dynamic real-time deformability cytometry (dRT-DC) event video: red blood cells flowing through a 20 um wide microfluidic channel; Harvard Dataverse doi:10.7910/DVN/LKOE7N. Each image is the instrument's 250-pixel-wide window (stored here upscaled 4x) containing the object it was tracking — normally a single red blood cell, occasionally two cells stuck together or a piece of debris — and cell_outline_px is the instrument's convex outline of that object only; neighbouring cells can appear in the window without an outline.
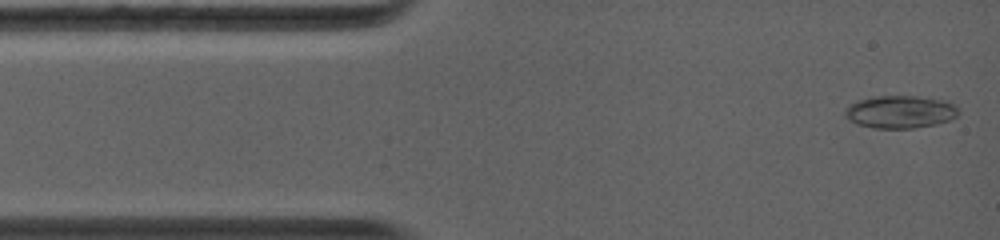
{"species": "common noctule bat (a hibernating species)", "species_latin": "Nyctalus noctula", "temperature_condition": "warm", "stored_images_in_passage": 39, "camera_frame_rate_fps": 5000, "um_per_image_px": 0.085, "animal": {"sex": "female", "body_mass_g": 19.0, "forearm_length_mm": 56.7}, "frame": {"image": 1, "passage_image": 1, "time_ms": 0.0, "image_size_px": [1000, 240], "cell_outline_px": [[960, 112], [956, 116], [948, 120], [936, 124], [912, 128], [876, 128], [856, 124], [848, 120], [844, 116], [844, 108], [848, 104], [860, 100], [876, 96], [916, 96], [940, 100], [952, 104], [960, 108]], "centroid_in_image_um": [76.47, 9.51], "position_along_channel_um": 8.5, "area_um2": 21.56}}
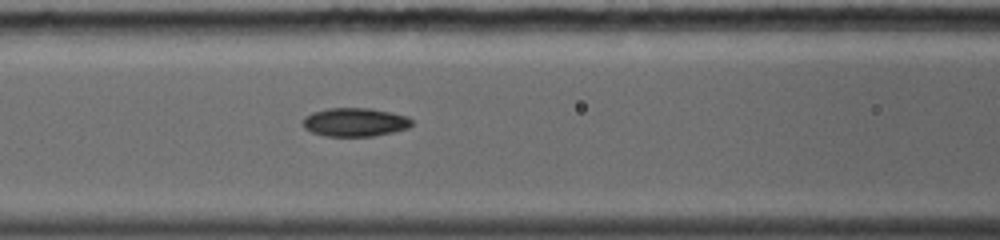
{"frame": {"image": 2, "passage_image": 18, "time_ms": 4.6, "image_size_px": [1000, 240], "cell_outline_px": [[412, 124], [408, 128], [392, 132], [372, 136], [324, 136], [312, 132], [304, 128], [304, 116], [312, 112], [328, 108], [368, 108], [392, 112], [408, 116], [412, 120]], "centroid_in_image_um": [30.17, 10.38], "position_along_channel_um": 136.4, "area_um2": 18.15}}
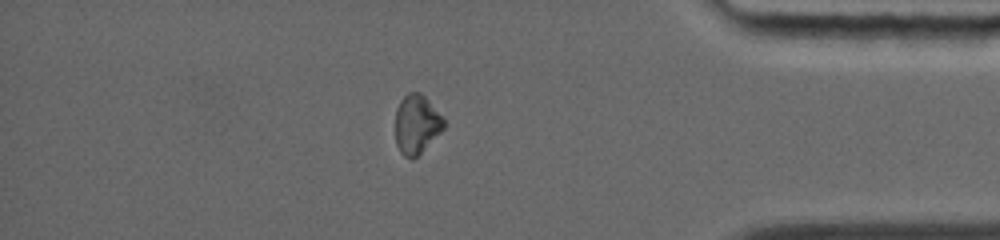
{"frame": {"image": 3, "passage_image": 34, "time_ms": 11.4, "image_size_px": [1000, 240], "cell_outline_px": [[444, 128], [412, 160], [404, 156], [400, 152], [396, 144], [396, 108], [400, 100], [408, 92], [420, 92], [428, 100], [444, 120]], "centroid_in_image_um": [35.37, 10.55], "position_along_channel_um": 399.8, "area_um2": 16.36}, "authors_computed_cell_mechanics": {"area_um2": 18.3804, "velocity_mm_per_s": 4.2571, "shape_relaxation_time_tau1_ms": 5.4468, "shape_relaxation_time_tau2_ms": null, "deformation_change_tau1": 0.1151, "deformation_change_tau2": null}}